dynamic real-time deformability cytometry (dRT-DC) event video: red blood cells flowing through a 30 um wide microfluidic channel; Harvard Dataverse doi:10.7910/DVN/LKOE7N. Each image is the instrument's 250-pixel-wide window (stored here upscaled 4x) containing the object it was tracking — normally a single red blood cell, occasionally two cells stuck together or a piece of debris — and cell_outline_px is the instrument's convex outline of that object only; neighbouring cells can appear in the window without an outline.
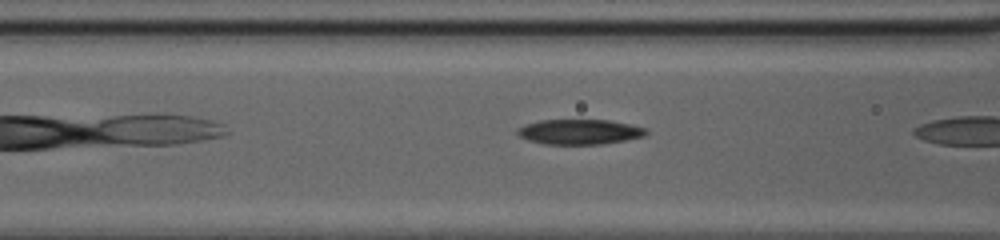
{"species": "common noctule bat (a hibernating species)", "species_latin": "Nyctalus noctula", "temperature_condition": "cold", "stored_images_in_passage": 5, "camera_frame_rate_fps": 3000, "um_per_image_px": 0.085, "animal": {"sex": "female", "body_mass_g": 20.0, "forearm_length_mm": 54.0}, "frame": {"image": 1, "passage_image": 3, "time_ms": 0.667, "image_size_px": [1000, 240], "cell_outline_px": [[648, 132], [644, 136], [624, 140], [600, 144], [544, 144], [528, 140], [520, 136], [516, 132], [516, 128], [540, 120], [608, 120], [648, 128]], "centroid_in_image_um": [49.26, 11.2], "position_along_channel_um": 117.3, "area_um2": 18.67}}